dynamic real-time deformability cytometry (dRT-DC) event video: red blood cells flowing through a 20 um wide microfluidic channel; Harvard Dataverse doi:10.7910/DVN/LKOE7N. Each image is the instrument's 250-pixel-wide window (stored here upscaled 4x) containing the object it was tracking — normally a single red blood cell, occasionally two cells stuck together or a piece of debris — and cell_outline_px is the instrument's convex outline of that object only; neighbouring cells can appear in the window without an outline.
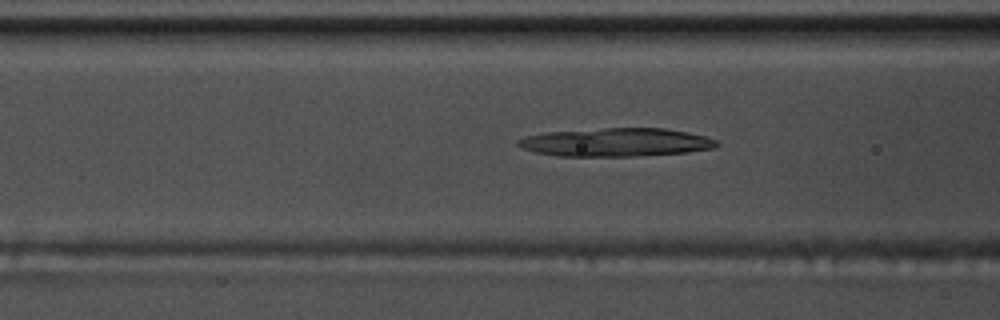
{"species": "common noctule bat (a hibernating species)", "species_latin": "Nyctalus noctula", "temperature_condition": "warm", "stored_images_in_passage": 48, "segment_of_instrument_passage": [1, 2], "camera_frame_rate_fps": 3000, "um_per_image_px": 0.085, "animal": {"sex": "male", "body_mass_g": 17.5, "forearm_length_mm": 52.3}, "frame": {"image": 1, "passage_image": 22, "time_ms": 7.0, "image_size_px": [1000, 320], "cell_outline_px": [[720, 144], [716, 148], [688, 152], [636, 156], [556, 156], [536, 152], [524, 148], [516, 144], [516, 140], [528, 136], [548, 132], [604, 128], [664, 128], [688, 132], [704, 136], [716, 140]], "centroid_in_image_um": [52.4, 12.1], "position_along_channel_um": 114.2, "area_um2": 32.77}}
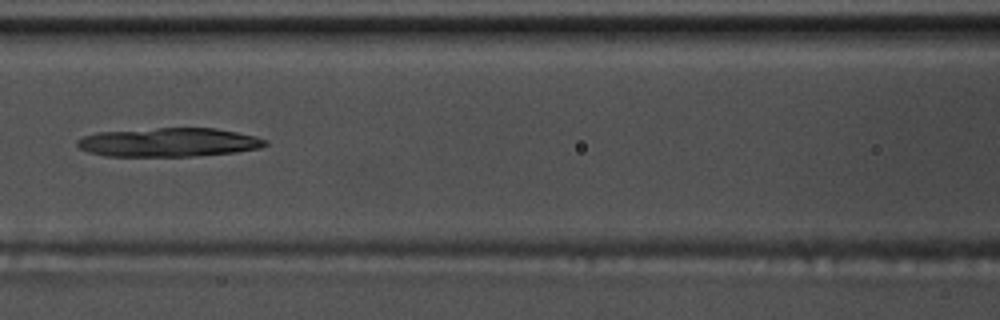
{"frame": {"image": 2, "passage_image": 25, "time_ms": 8.0, "image_size_px": [1000, 320], "cell_outline_px": [[268, 144], [260, 148], [236, 152], [196, 156], [104, 156], [88, 152], [80, 148], [76, 144], [76, 140], [84, 136], [100, 132], [156, 128], [216, 128], [256, 136], [268, 140]], "centroid_in_image_um": [14.37, 12.1], "position_along_channel_um": 152.2, "area_um2": 31.67}}
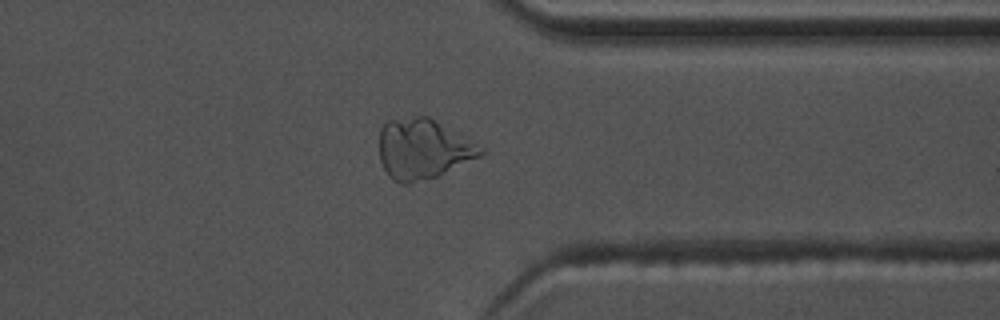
{"frame": {"image": 3, "passage_image": 43, "time_ms": 14.0, "image_size_px": [1000, 320], "cell_outline_px": [[484, 152], [480, 156], [436, 176], [408, 184], [400, 184], [392, 180], [388, 176], [380, 160], [380, 128], [388, 120], [416, 116], [428, 116], [484, 148]], "centroid_in_image_um": [35.91, 12.67], "position_along_channel_um": 375.5, "area_um2": 35.14}}